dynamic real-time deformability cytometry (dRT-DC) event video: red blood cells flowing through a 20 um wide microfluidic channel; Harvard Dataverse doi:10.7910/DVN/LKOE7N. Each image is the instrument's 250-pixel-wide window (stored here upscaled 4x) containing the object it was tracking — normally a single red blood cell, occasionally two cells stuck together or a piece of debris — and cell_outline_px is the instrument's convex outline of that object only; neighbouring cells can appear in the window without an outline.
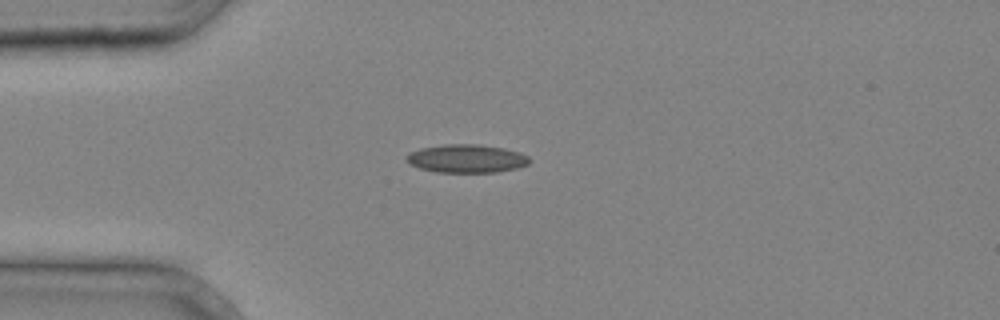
{"species": "common noctule bat (a hibernating species)", "species_latin": "Nyctalus noctula", "temperature_condition": "cold", "stored_images_in_passage": 1, "camera_frame_rate_fps": 3000, "um_per_image_px": 0.085, "animal": {"sex": "male", "body_mass_g": 20.4}, "frame": {"image": 1, "passage_image": 1, "time_ms": 0.0, "image_size_px": [1000, 320], "cell_outline_px": [[532, 160], [528, 164], [516, 168], [496, 172], [436, 172], [420, 168], [404, 160], [404, 156], [408, 152], [420, 148], [444, 144], [480, 144], [504, 148], [520, 152], [528, 156]], "centroid_in_image_um": [39.64, 13.47], "position_along_channel_um": 45.4, "area_um2": 20.46}}